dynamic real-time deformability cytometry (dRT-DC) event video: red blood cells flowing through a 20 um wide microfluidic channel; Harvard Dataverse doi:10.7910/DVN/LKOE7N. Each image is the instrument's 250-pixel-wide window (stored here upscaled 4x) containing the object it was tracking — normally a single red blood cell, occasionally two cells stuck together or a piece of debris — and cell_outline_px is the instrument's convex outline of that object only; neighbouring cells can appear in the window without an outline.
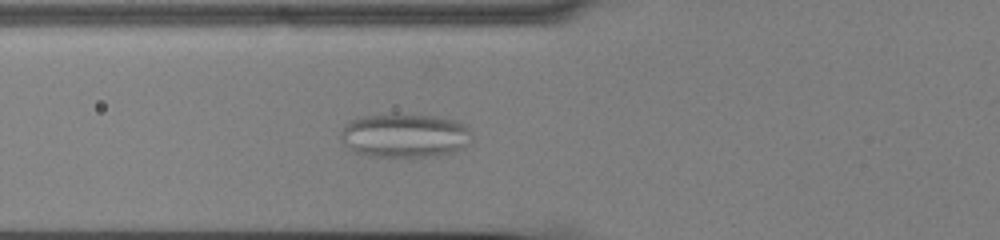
{"species": "common noctule bat (a hibernating species)", "species_latin": "Nyctalus noctula", "temperature_condition": "cold", "stored_images_in_passage": 57, "camera_frame_rate_fps": 3000, "um_per_image_px": 0.085, "animal": {"sex": "male", "body_mass_g": 13.0, "forearm_length_mm": 53.1}, "frame": {"image": 1, "passage_image": 22, "time_ms": 7.0, "image_size_px": [1000, 240], "cell_outline_px": [[472, 140], [464, 148], [456, 152], [436, 156], [372, 156], [356, 152], [348, 148], [340, 140], [340, 132], [348, 120], [360, 116], [388, 112], [396, 112], [436, 116], [456, 120], [464, 124], [472, 132]], "centroid_in_image_um": [34.4, 11.48], "position_along_channel_um": 91.4, "area_um2": 34.68}}
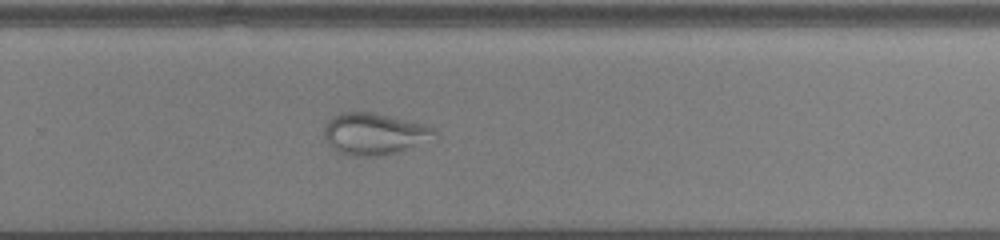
{"frame": {"image": 2, "passage_image": 39, "time_ms": 12.667, "image_size_px": [1000, 240], "cell_outline_px": [[436, 140], [384, 156], [348, 156], [332, 148], [324, 140], [324, 124], [332, 116], [340, 112], [372, 112], [424, 124], [432, 128], [436, 132]], "centroid_in_image_um": [31.81, 11.39], "position_along_channel_um": 298.0, "area_um2": 27.28}}
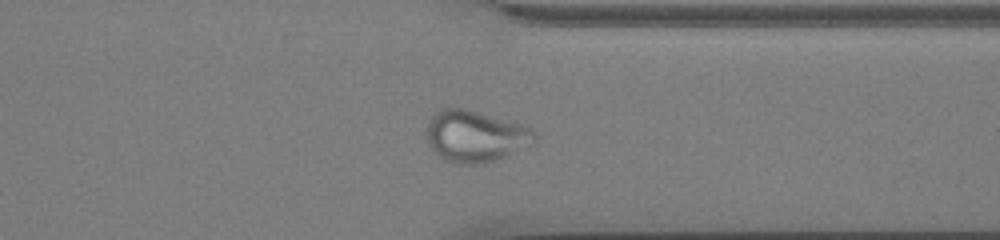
{"frame": {"image": 3, "passage_image": 45, "time_ms": 14.667, "image_size_px": [1000, 240], "cell_outline_px": [[536, 144], [496, 160], [476, 164], [452, 164], [440, 156], [428, 144], [428, 120], [436, 112], [444, 108], [464, 108], [520, 124], [536, 132]], "centroid_in_image_um": [40.43, 11.6], "position_along_channel_um": 371.0, "area_um2": 32.25}}